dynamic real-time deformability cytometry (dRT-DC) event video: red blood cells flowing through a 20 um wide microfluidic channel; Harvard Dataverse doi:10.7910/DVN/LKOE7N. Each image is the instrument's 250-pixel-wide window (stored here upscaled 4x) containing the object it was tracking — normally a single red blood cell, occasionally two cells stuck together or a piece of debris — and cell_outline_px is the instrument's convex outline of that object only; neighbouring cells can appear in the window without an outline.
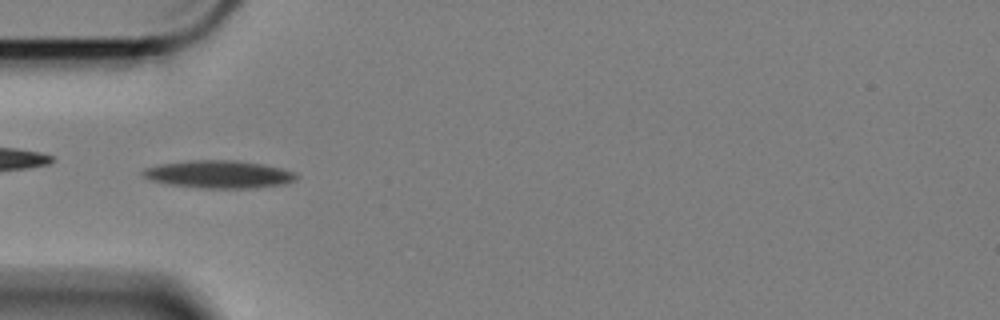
{"species": "Egyptian fruit bat (a non-hibernating species)", "species_latin": "Rousettus aegyptiacus", "temperature_condition": "cold", "stored_images_in_passage": 48, "camera_frame_rate_fps": 3000, "um_per_image_px": 0.085, "animal": {"sex": "female"}, "frame": {"image": 1, "passage_image": 6, "time_ms": 1.667, "image_size_px": [1000, 320], "cell_outline_px": [[300, 176], [296, 180], [284, 184], [256, 188], [200, 188], [168, 184], [152, 180], [144, 176], [140, 172], [144, 168], [160, 164], [192, 160], [232, 160], [260, 164], [280, 168], [296, 172]], "centroid_in_image_um": [18.63, 14.82], "position_along_channel_um": 66.4, "area_um2": 24.74}}
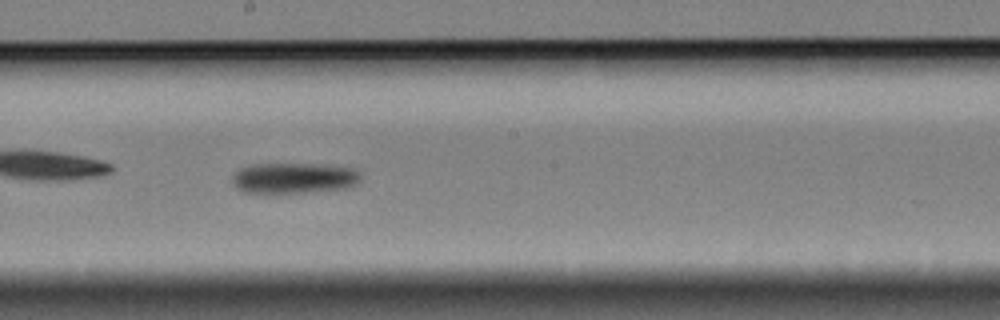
{"frame": {"image": 2, "passage_image": 20, "time_ms": 6.333, "image_size_px": [1000, 320], "cell_outline_px": [[360, 184], [348, 188], [312, 192], [244, 192], [236, 188], [232, 184], [232, 176], [240, 168], [252, 164], [312, 164], [352, 168], [360, 172]], "centroid_in_image_um": [25.0, 15.14], "position_along_channel_um": 223.2, "area_um2": 23.0}}
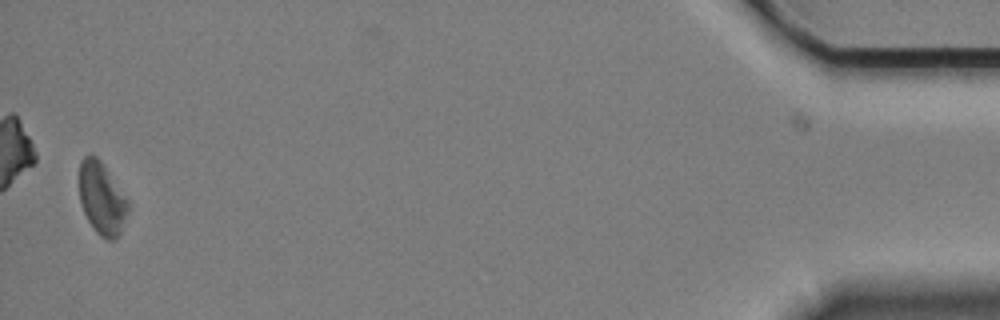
{"frame": {"image": 3, "passage_image": 46, "time_ms": 15.0, "image_size_px": [1000, 320], "cell_outline_px": [[132, 208], [120, 236], [116, 240], [108, 240], [100, 236], [96, 232], [88, 220], [84, 212], [80, 200], [80, 160], [84, 156], [96, 156], [100, 160], [128, 200]], "centroid_in_image_um": [8.71, 16.94], "position_along_channel_um": 426.5, "area_um2": 20.81}, "authors_computed_cell_mechanics": {"area_um2": 22.7154, "velocity_mm_per_s": 3.3359, "shape_relaxation_time_tau1_ms": 3.2702, "shape_relaxation_time_tau2_ms": null, "deformation_change_tau1": 0.1216, "deformation_change_tau2": null}}